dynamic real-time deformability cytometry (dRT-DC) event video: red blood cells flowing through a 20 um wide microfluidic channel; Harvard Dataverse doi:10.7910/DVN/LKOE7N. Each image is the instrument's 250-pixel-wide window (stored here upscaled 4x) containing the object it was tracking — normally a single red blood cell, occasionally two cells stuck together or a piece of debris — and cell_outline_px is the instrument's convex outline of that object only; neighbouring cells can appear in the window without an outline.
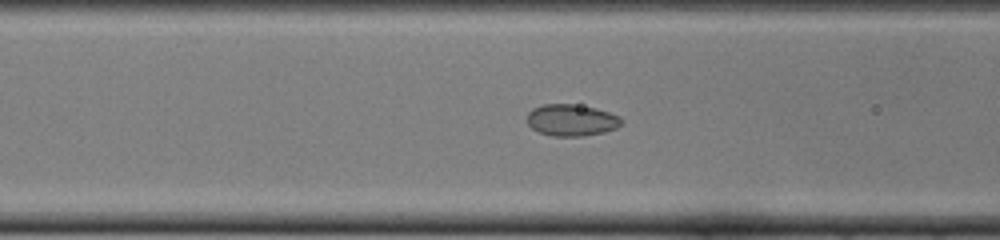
{"species": "common noctule bat (a hibernating species)", "species_latin": "Nyctalus noctula", "temperature_condition": "cold", "stored_images_in_passage": 52, "segment_of_instrument_passage": [1, 2], "camera_frame_rate_fps": 3000, "um_per_image_px": 0.085, "animal": {"sex": "female", "body_mass_g": 22.0, "forearm_length_mm": 56.7}, "frame": {"image": 1, "passage_image": 20, "time_ms": 6.333, "image_size_px": [1000, 240], "cell_outline_px": [[624, 124], [616, 128], [604, 132], [580, 136], [552, 136], [540, 132], [532, 128], [528, 124], [528, 112], [532, 108], [544, 104], [572, 104], [596, 108], [620, 116], [624, 120]], "centroid_in_image_um": [48.61, 10.21], "position_along_channel_um": 118.0, "area_um2": 17.46}}
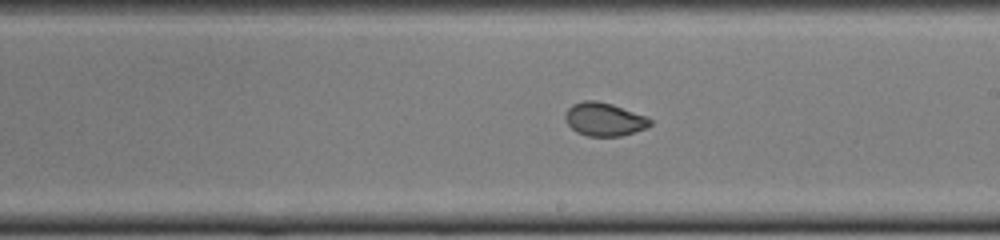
{"frame": {"image": 2, "passage_image": 29, "time_ms": 9.333, "image_size_px": [1000, 240], "cell_outline_px": [[652, 124], [648, 128], [620, 136], [588, 136], [576, 132], [568, 124], [564, 116], [564, 112], [572, 104], [584, 100], [596, 100], [612, 104], [644, 116], [652, 120]], "centroid_in_image_um": [51.34, 10.14], "position_along_channel_um": 237.7, "area_um2": 16.47}}
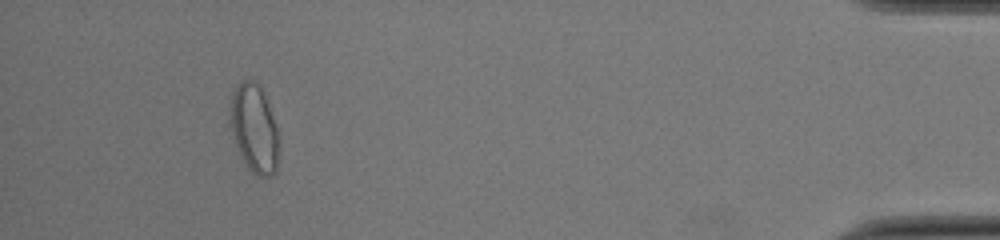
{"frame": {"image": 3, "passage_image": 47, "time_ms": 15.333, "image_size_px": [1000, 240], "cell_outline_px": [[276, 172], [272, 176], [256, 176], [248, 168], [236, 144], [228, 124], [232, 92], [236, 84], [240, 80], [256, 80], [264, 96], [276, 128]], "centroid_in_image_um": [21.54, 10.89], "position_along_channel_um": 413.7, "area_um2": 24.51}}